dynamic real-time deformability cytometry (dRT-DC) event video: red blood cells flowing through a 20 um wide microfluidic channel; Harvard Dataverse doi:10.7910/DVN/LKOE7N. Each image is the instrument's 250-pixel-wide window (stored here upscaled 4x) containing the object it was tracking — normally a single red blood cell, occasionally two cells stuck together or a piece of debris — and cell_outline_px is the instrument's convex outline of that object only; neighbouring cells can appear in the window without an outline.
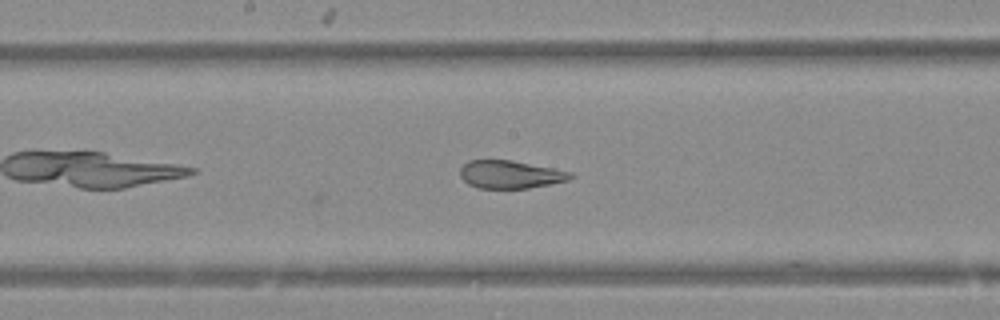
{"species": "Egyptian fruit bat (a non-hibernating species)", "species_latin": "Rousettus aegyptiacus", "temperature_condition": "warm", "stored_images_in_passage": 12, "camera_frame_rate_fps": 3000, "um_per_image_px": 0.085, "animal": {"sex": "female"}, "frame": {"image": 1, "passage_image": 12, "time_ms": 3.667, "image_size_px": [1000, 320], "cell_outline_px": [[576, 176], [568, 180], [528, 188], [476, 188], [468, 184], [460, 176], [460, 168], [468, 160], [512, 160], [572, 172]], "centroid_in_image_um": [43.36, 14.82], "position_along_channel_um": 204.8, "area_um2": 17.92}}